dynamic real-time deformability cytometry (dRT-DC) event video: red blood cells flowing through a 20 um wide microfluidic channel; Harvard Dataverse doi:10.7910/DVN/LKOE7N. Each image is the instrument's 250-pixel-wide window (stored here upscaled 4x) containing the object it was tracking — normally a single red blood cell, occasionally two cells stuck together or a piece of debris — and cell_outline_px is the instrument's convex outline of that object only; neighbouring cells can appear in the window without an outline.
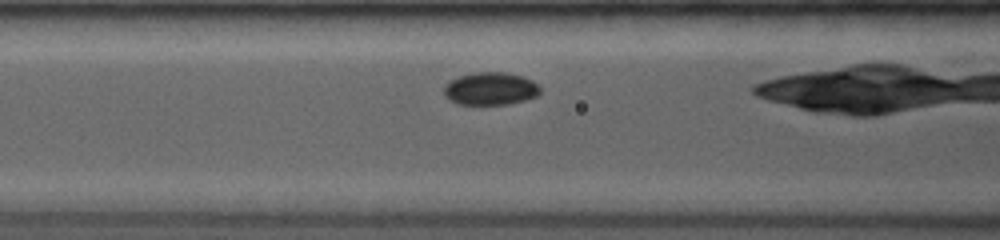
{"species": "common noctule bat (a hibernating species)", "species_latin": "Nyctalus noctula", "temperature_condition": "room temperature", "stored_images_in_passage": 24, "camera_frame_rate_fps": 4000, "um_per_image_px": 0.085, "animal": {"sex": "female", "body_mass_g": 19.0, "forearm_length_mm": 53.3}, "frame": {"image": 1, "passage_image": 5, "time_ms": 1.75, "image_size_px": [1000, 240], "cell_outline_px": [[540, 92], [536, 96], [524, 100], [508, 104], [456, 104], [448, 100], [444, 96], [444, 88], [452, 80], [460, 76], [476, 72], [500, 72], [520, 76], [536, 84], [540, 88]], "centroid_in_image_um": [41.65, 7.56], "position_along_channel_um": 125.0, "area_um2": 17.98}}
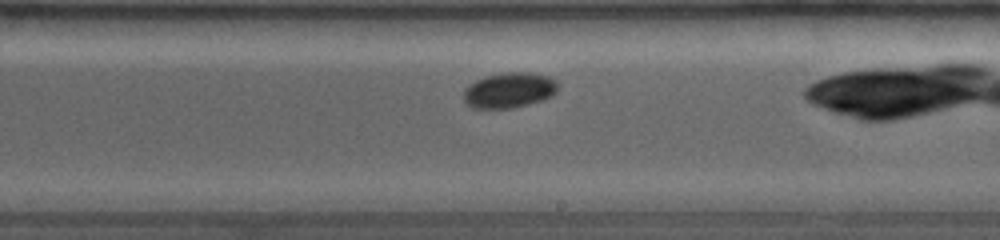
{"frame": {"image": 2, "passage_image": 12, "time_ms": 4.75, "image_size_px": [1000, 240], "cell_outline_px": [[556, 92], [552, 96], [544, 100], [512, 108], [472, 108], [464, 104], [464, 88], [476, 80], [488, 76], [508, 72], [520, 72], [544, 76], [556, 80]], "centroid_in_image_um": [43.24, 7.7], "position_along_channel_um": 245.8, "area_um2": 19.19}}
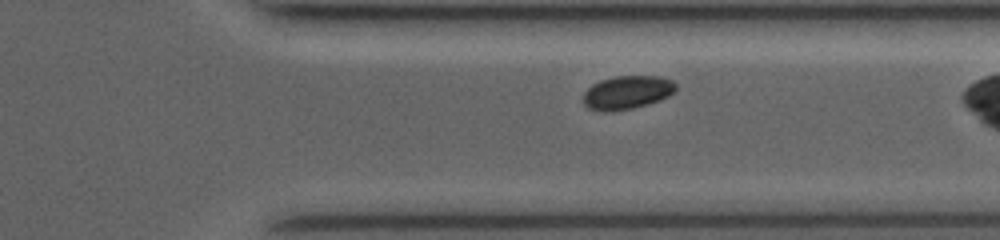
{"frame": {"image": 3, "passage_image": 19, "time_ms": 7.5, "image_size_px": [1000, 240], "cell_outline_px": [[676, 88], [668, 96], [660, 100], [648, 104], [632, 108], [608, 112], [600, 112], [588, 108], [584, 104], [584, 92], [592, 84], [600, 80], [616, 76], [656, 76], [672, 80], [676, 84]], "centroid_in_image_um": [53.28, 7.86], "position_along_channel_um": 358.1, "area_um2": 18.03}, "authors_computed_cell_mechanics": {"area_um2": 18.3804, "velocity_mm_per_s": 4.0611, "shape_relaxation_time_tau1_ms": 10.4591, "shape_relaxation_time_tau2_ms": null, "deformation_change_tau1": 0.1819, "deformation_change_tau2": null}}